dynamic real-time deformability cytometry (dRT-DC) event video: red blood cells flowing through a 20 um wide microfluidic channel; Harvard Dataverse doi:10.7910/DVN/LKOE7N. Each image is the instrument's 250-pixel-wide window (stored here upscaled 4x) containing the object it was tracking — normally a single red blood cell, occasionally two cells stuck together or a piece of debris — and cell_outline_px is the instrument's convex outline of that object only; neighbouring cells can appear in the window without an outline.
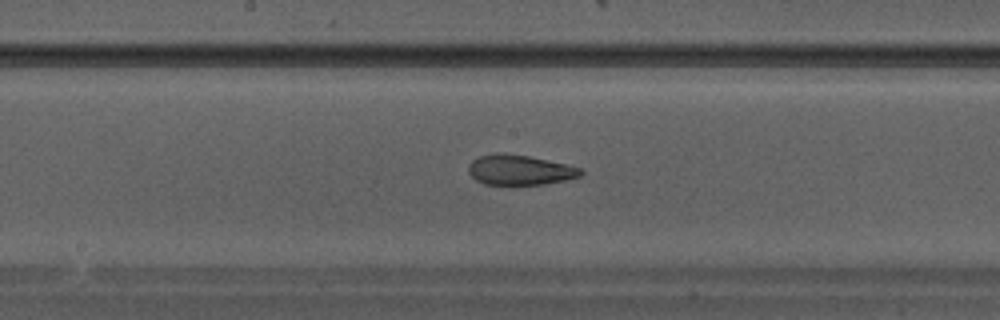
{"species": "Egyptian fruit bat (a non-hibernating species)", "species_latin": "Rousettus aegyptiacus", "temperature_condition": "warm", "stored_images_in_passage": 28, "camera_frame_rate_fps": 3000, "um_per_image_px": 0.085, "animal": {"sex": "male"}, "frame": {"image": 1, "passage_image": 16, "time_ms": 5.0, "image_size_px": [1000, 320], "cell_outline_px": [[584, 172], [580, 176], [564, 180], [544, 184], [484, 184], [476, 180], [468, 172], [468, 164], [472, 160], [480, 156], [496, 152], [500, 152], [528, 156], [564, 164], [580, 168]], "centroid_in_image_um": [44.13, 14.44], "position_along_channel_um": 204.1, "area_um2": 19.48}}
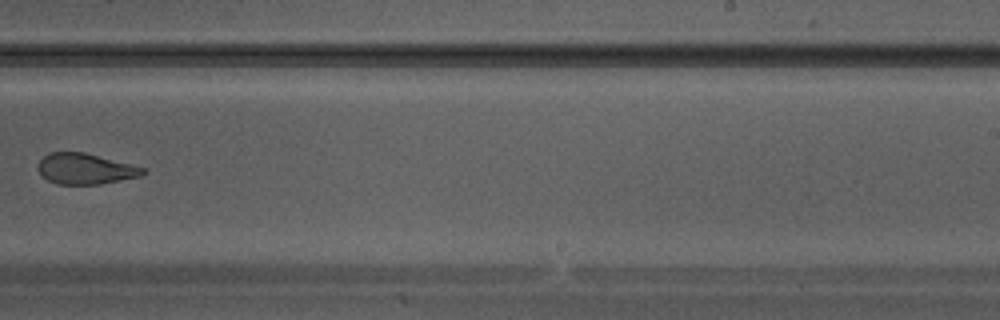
{"frame": {"image": 2, "passage_image": 20, "time_ms": 6.333, "image_size_px": [1000, 320], "cell_outline_px": [[148, 172], [140, 176], [100, 184], [56, 184], [48, 180], [36, 168], [36, 164], [48, 152], [84, 152], [132, 164], [144, 168]], "centroid_in_image_um": [7.24, 14.34], "position_along_channel_um": 281.8, "area_um2": 18.84}}